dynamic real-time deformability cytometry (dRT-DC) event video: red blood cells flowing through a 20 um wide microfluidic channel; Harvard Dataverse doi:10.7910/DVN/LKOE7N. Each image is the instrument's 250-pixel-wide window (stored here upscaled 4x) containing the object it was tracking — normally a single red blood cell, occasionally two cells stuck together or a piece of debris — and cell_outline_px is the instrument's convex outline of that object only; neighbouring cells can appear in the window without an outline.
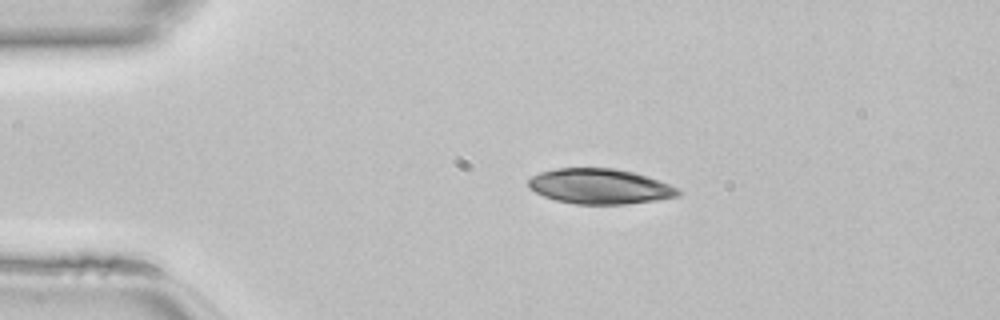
{"species": "common noctule bat (a hibernating species)", "species_latin": "Nyctalus noctula", "temperature_condition": "room temperature", "stored_images_in_passage": 37, "camera_frame_rate_fps": 3000, "um_per_image_px": 0.085, "animal": {"sex": "female", "body_mass_g": 22.7, "forearm_length_mm": 54.2}, "frame": {"image": 1, "passage_image": 1, "time_ms": 0.0, "image_size_px": [1000, 320], "cell_outline_px": [[680, 196], [656, 200], [624, 204], [576, 204], [556, 200], [544, 196], [536, 192], [528, 184], [528, 180], [532, 176], [540, 172], [556, 168], [616, 168], [632, 172], [668, 184], [676, 188], [680, 192]], "centroid_in_image_um": [50.96, 15.84], "position_along_channel_um": 34.0, "area_um2": 30.35}}